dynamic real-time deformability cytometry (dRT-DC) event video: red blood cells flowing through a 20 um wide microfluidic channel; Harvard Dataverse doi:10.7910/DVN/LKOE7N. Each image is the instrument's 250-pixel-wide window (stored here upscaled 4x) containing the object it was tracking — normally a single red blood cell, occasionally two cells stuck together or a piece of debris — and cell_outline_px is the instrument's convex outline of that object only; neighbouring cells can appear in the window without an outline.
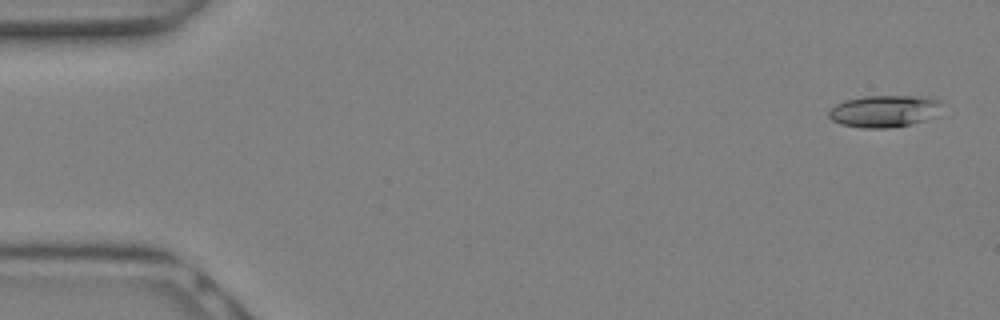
{"species": "Egyptian fruit bat (a non-hibernating species)", "species_latin": "Rousettus aegyptiacus", "temperature_condition": "warm", "stored_images_in_passage": 10, "camera_frame_rate_fps": 3000, "um_per_image_px": 0.085, "animal": {"sex": "female"}, "frame": {"image": 1, "passage_image": 1, "time_ms": 0.0, "image_size_px": [1000, 320], "cell_outline_px": [[940, 100], [924, 120], [912, 124], [888, 128], [864, 128], [840, 124], [832, 120], [828, 116], [828, 112], [836, 104], [844, 100], [864, 96], [924, 96]], "centroid_in_image_um": [75.0, 9.44], "position_along_channel_um": 10.0, "area_um2": 20.4}}
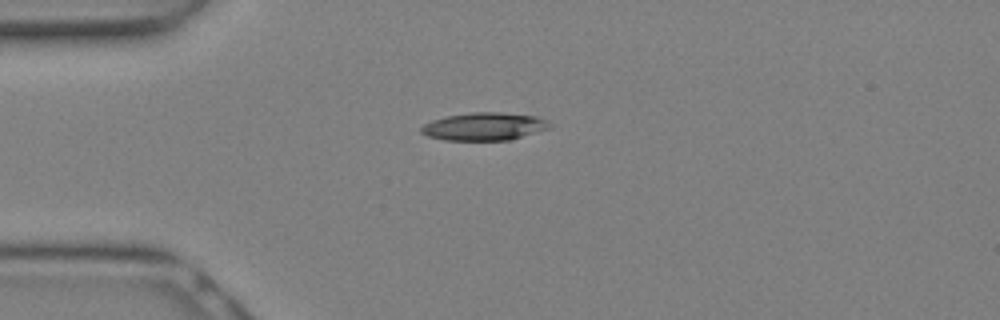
{"frame": {"image": 2, "passage_image": 7, "time_ms": 2.0, "image_size_px": [1000, 320], "cell_outline_px": [[552, 128], [508, 140], [444, 140], [428, 136], [420, 132], [420, 128], [424, 124], [432, 120], [444, 116], [472, 112], [500, 112], [536, 116], [548, 120], [552, 124]], "centroid_in_image_um": [41.17, 10.74], "position_along_channel_um": 43.8, "area_um2": 20.98}}